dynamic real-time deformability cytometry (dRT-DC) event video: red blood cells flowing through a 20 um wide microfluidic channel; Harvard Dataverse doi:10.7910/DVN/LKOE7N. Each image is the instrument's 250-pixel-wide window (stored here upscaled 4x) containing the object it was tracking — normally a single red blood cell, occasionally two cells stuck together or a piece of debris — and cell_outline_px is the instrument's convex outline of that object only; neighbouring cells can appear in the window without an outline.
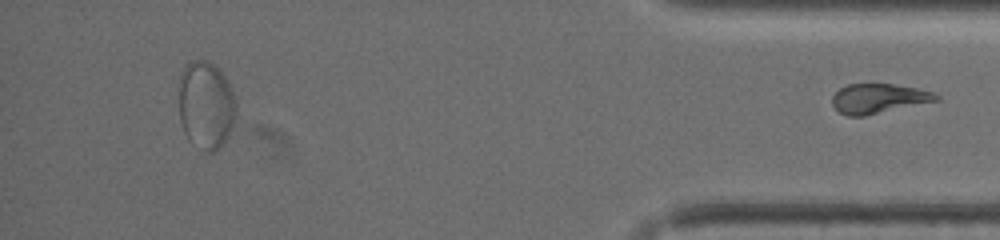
{"species": "common noctule bat (a hibernating species)", "species_latin": "Nyctalus noctula", "temperature_condition": "warm", "stored_images_in_passage": 19, "segment_of_instrument_passage": [2, 2], "camera_frame_rate_fps": 3000, "um_per_image_px": 0.085, "animal": {"sex": "female", "body_mass_g": 19.5, "forearm_length_mm": 54.1}, "frame": {"image": 1, "passage_image": 19, "time_ms": 12.333, "image_size_px": [1000, 240], "cell_outline_px": [[940, 100], [864, 116], [848, 116], [840, 112], [832, 104], [832, 96], [840, 88], [848, 84], [892, 84], [916, 88], [936, 92], [940, 96]], "centroid_in_image_um": [74.71, 8.37], "position_along_channel_um": 360.5, "area_um2": 17.92}}